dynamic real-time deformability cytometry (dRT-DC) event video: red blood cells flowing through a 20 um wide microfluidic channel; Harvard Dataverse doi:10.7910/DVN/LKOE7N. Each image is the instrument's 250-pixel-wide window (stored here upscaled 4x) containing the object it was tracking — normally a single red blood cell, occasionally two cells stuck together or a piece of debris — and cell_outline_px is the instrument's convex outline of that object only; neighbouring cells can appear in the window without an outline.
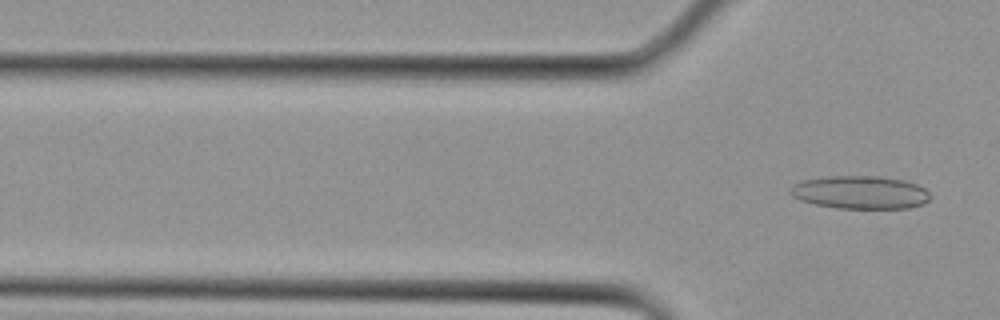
{"species": "Egyptian fruit bat (a non-hibernating species)", "species_latin": "Rousettus aegyptiacus", "temperature_condition": "cold", "stored_images_in_passage": 4, "camera_frame_rate_fps": 3000, "um_per_image_px": 0.085, "animal": {"sex": "female"}, "frame": {"image": 1, "passage_image": 4, "time_ms": 1.0, "image_size_px": [1000, 320], "cell_outline_px": [[928, 200], [924, 204], [908, 208], [836, 208], [816, 204], [800, 200], [792, 196], [788, 192], [788, 188], [792, 184], [800, 180], [824, 176], [876, 176], [904, 180], [916, 184], [924, 188], [928, 192]], "centroid_in_image_um": [73.04, 16.34], "position_along_channel_um": 52.8, "area_um2": 27.11}}